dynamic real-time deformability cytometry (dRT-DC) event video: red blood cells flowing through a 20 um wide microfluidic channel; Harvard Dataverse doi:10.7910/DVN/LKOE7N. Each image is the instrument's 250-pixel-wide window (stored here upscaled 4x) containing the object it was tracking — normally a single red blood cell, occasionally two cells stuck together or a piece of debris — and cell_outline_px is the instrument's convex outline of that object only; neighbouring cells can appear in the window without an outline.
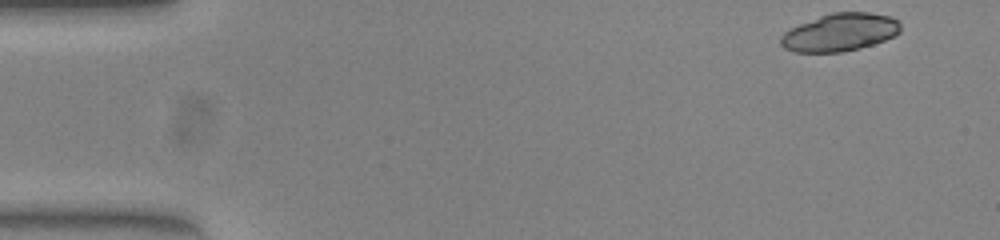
{"species": "common noctule bat (a hibernating species)", "species_latin": "Nyctalus noctula", "temperature_condition": "warm", "stored_images_in_passage": 49, "camera_frame_rate_fps": 3000, "um_per_image_px": 0.085, "animal": {"sex": "female", "body_mass_g": 23.0, "forearm_length_mm": 53.4}, "frame": {"image": 1, "passage_image": 1, "time_ms": 0.0, "image_size_px": [1000, 240], "cell_outline_px": [[900, 32], [884, 40], [860, 48], [840, 52], [792, 52], [784, 48], [780, 44], [780, 36], [784, 32], [800, 24], [820, 16], [832, 12], [868, 12], [892, 16], [900, 20]], "centroid_in_image_um": [71.4, 2.74], "position_along_channel_um": 13.6, "area_um2": 26.36}}
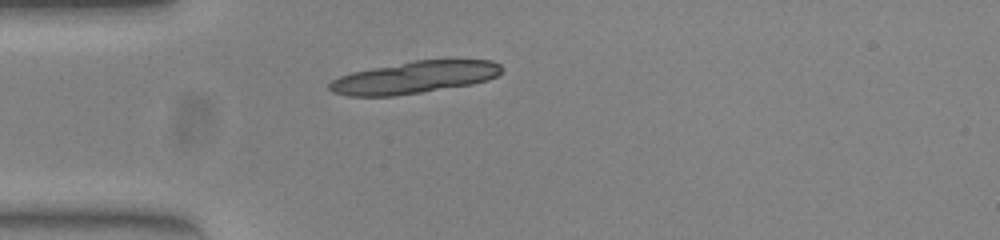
{"frame": {"image": 2, "passage_image": 12, "time_ms": 3.667, "image_size_px": [1000, 240], "cell_outline_px": [[504, 68], [496, 76], [488, 80], [472, 84], [420, 92], [392, 96], [348, 96], [332, 92], [328, 88], [328, 84], [332, 80], [340, 76], [352, 72], [412, 60], [492, 60], [500, 64]], "centroid_in_image_um": [35.22, 6.57], "position_along_channel_um": 49.8, "area_um2": 32.14}, "authors_computed_cell_mechanics": {"area_um2": 26.5302, "velocity_mm_per_s": 3.9048, "shape_relaxation_time_tau1_ms": 1.2102, "shape_relaxation_time_tau2_ms": 1.2136, "deformation_change_tau1": 0.2859, "deformation_change_tau2": 0.0569}}